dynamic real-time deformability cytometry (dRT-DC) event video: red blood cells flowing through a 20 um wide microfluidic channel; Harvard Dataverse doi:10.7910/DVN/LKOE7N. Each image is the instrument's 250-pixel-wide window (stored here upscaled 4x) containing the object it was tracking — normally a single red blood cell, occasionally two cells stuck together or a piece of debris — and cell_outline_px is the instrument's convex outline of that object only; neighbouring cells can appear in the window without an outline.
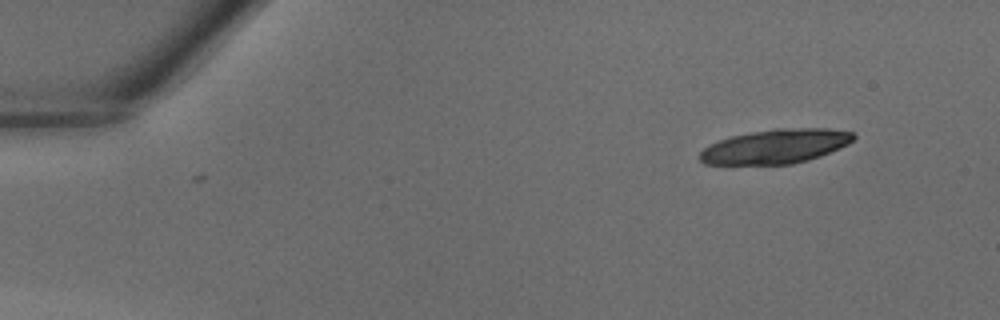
{"species": "common noctule bat (a hibernating species)", "species_latin": "Nyctalus noctula", "temperature_condition": "warm", "stored_images_in_passage": 7, "camera_frame_rate_fps": 3000, "um_per_image_px": 0.085, "animal": {"sex": "male", "body_mass_g": 18.8}, "frame": {"image": 1, "passage_image": 1, "time_ms": 0.0, "image_size_px": [1000, 320], "cell_outline_px": [[856, 136], [848, 144], [840, 148], [820, 156], [808, 160], [792, 164], [704, 164], [696, 156], [708, 144], [732, 136], [752, 132], [776, 128], [828, 128], [852, 132]], "centroid_in_image_um": [65.9, 12.44], "position_along_channel_um": 19.1, "area_um2": 30.75}}